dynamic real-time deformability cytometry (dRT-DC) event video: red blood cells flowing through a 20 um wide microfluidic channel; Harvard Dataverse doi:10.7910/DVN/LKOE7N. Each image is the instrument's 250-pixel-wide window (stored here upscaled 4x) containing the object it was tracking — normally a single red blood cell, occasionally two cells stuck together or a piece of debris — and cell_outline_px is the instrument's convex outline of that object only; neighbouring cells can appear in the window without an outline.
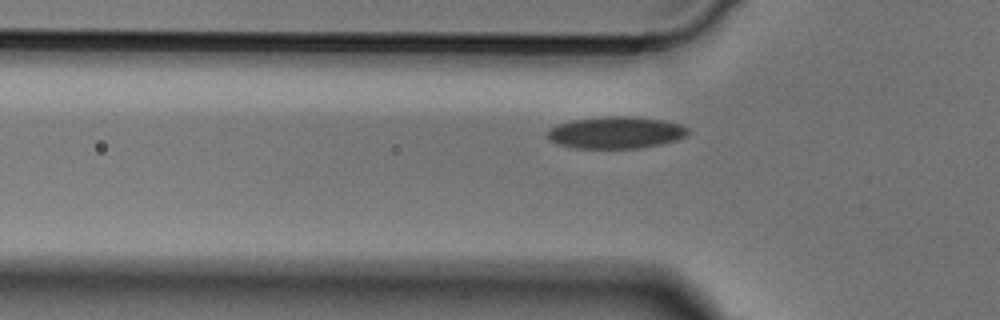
{"species": "Egyptian fruit bat (a non-hibernating species)", "species_latin": "Rousettus aegyptiacus", "temperature_condition": "cold", "stored_images_in_passage": 35, "camera_frame_rate_fps": 3000, "um_per_image_px": 0.085, "animal": {"sex": "male"}, "frame": {"image": 1, "passage_image": 7, "time_ms": 2.0, "image_size_px": [1000, 320], "cell_outline_px": [[688, 132], [684, 136], [676, 140], [660, 144], [640, 148], [576, 148], [560, 144], [548, 140], [544, 132], [556, 124], [572, 120], [604, 116], [628, 116], [664, 120], [680, 124], [688, 128]], "centroid_in_image_um": [52.29, 11.26], "position_along_channel_um": 73.5, "area_um2": 26.24}}
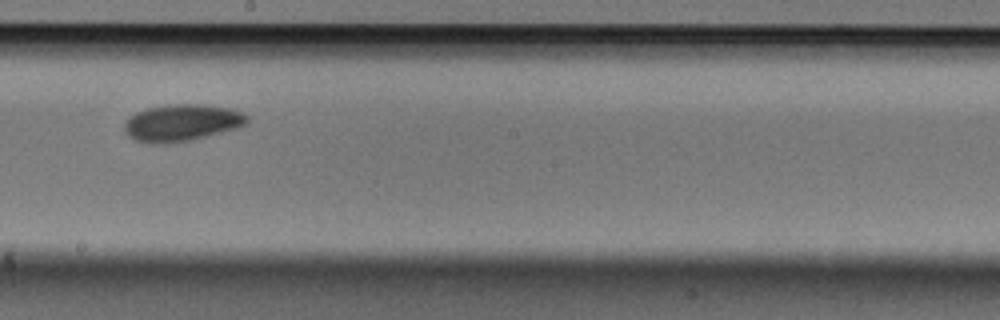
{"frame": {"image": 2, "passage_image": 19, "time_ms": 6.0, "image_size_px": [1000, 320], "cell_outline_px": [[248, 124], [240, 128], [192, 140], [164, 144], [152, 144], [136, 140], [128, 136], [124, 132], [124, 124], [136, 112], [148, 108], [176, 104], [204, 104], [232, 108], [244, 112], [248, 116]], "centroid_in_image_um": [15.53, 10.44], "position_along_channel_um": 232.7, "area_um2": 26.7}}
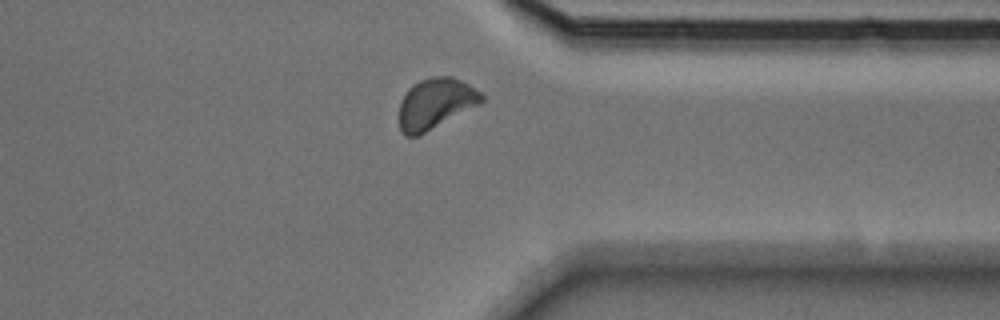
{"frame": {"image": 3, "passage_image": 30, "time_ms": 9.667, "image_size_px": [1000, 320], "cell_outline_px": [[484, 100], [480, 104], [420, 136], [404, 136], [400, 132], [400, 104], [408, 88], [412, 84], [420, 80], [432, 76], [452, 76], [468, 84], [480, 92], [484, 96]], "centroid_in_image_um": [37.01, 8.81], "position_along_channel_um": 374.4, "area_um2": 24.45}}